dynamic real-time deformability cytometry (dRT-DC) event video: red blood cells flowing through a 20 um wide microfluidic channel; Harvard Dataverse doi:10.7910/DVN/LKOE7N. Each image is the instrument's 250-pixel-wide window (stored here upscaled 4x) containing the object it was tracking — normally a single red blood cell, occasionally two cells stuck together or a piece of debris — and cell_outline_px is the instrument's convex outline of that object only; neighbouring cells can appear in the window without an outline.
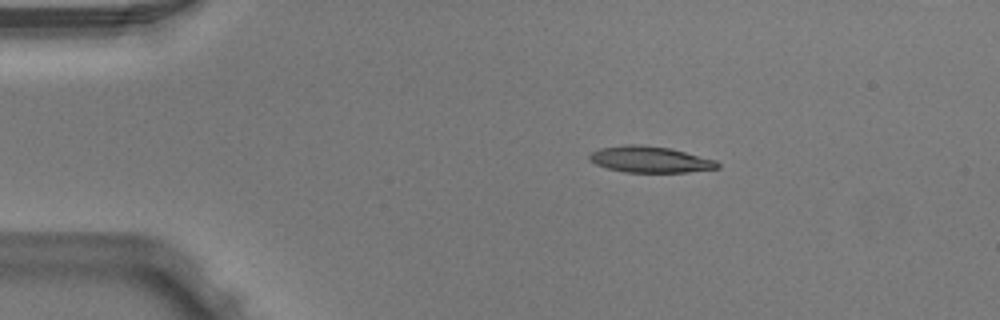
{"species": "Egyptian fruit bat (a non-hibernating species)", "species_latin": "Rousettus aegyptiacus", "temperature_condition": "warm", "stored_images_in_passage": 7, "camera_frame_rate_fps": 3000, "um_per_image_px": 0.085, "animal": {"sex": "male"}, "frame": {"image": 1, "passage_image": 2, "time_ms": 0.333, "image_size_px": [1000, 320], "cell_outline_px": [[720, 168], [684, 172], [624, 172], [608, 168], [596, 164], [588, 160], [588, 156], [592, 152], [600, 148], [624, 144], [640, 144], [668, 148], [716, 160], [720, 164]], "centroid_in_image_um": [55.22, 13.55], "position_along_channel_um": 29.8, "area_um2": 19.48}}
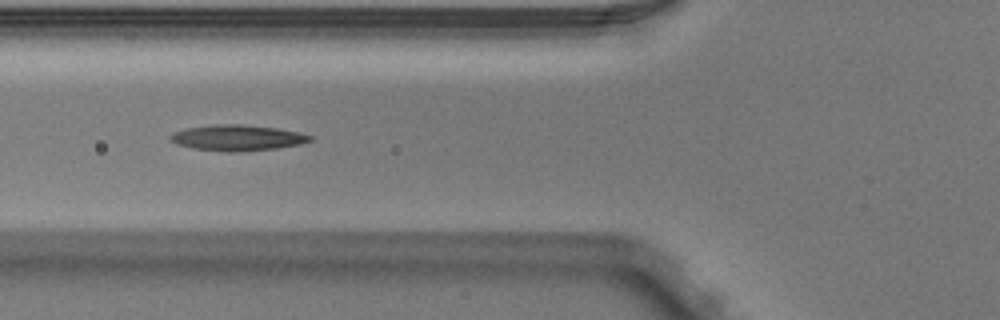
{"frame": {"image": 2, "passage_image": 5, "time_ms": 1.333, "image_size_px": [1000, 320], "cell_outline_px": [[312, 140], [300, 144], [276, 148], [236, 152], [228, 152], [192, 148], [176, 144], [168, 136], [172, 132], [184, 128], [212, 124], [240, 124], [276, 128], [300, 132], [312, 136]], "centroid_in_image_um": [20.13, 11.7], "position_along_channel_um": 105.7, "area_um2": 21.1}}
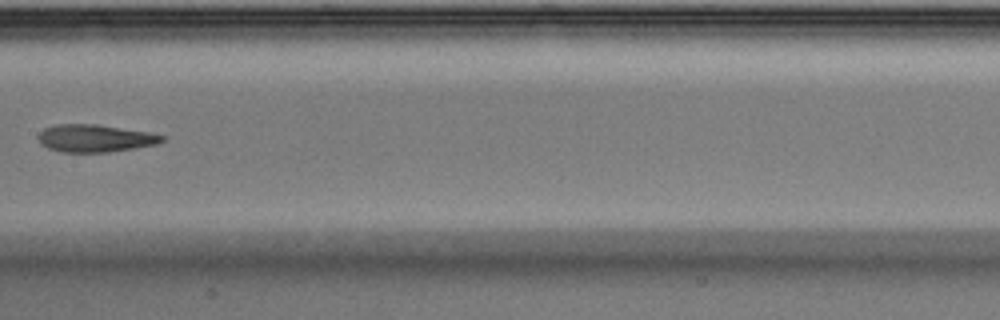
{"frame": {"image": 3, "passage_image": 7, "time_ms": 2.0, "image_size_px": [1000, 320], "cell_outline_px": [[164, 140], [156, 144], [136, 148], [108, 152], [60, 152], [48, 148], [40, 144], [36, 136], [44, 128], [56, 124], [96, 124], [148, 132], [164, 136]], "centroid_in_image_um": [8.02, 11.75], "position_along_channel_um": 199.4, "area_um2": 19.88}}